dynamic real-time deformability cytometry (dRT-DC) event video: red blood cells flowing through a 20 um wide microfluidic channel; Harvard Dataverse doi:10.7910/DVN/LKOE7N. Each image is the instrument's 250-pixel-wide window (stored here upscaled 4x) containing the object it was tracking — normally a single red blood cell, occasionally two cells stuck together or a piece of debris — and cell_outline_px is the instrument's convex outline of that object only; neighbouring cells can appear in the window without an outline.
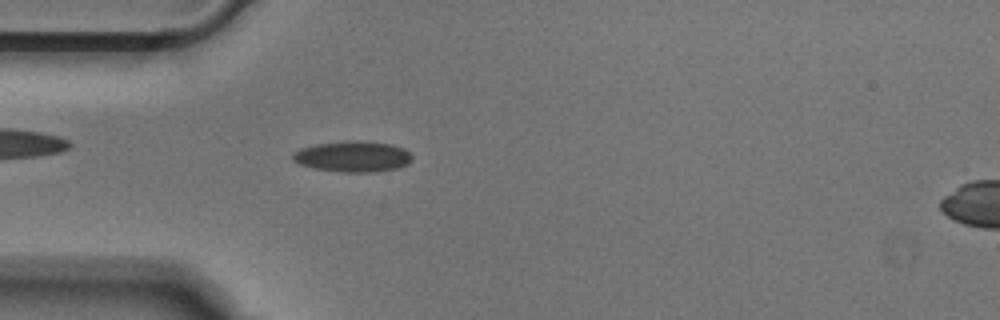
{"species": "Egyptian fruit bat (a non-hibernating species)", "species_latin": "Rousettus aegyptiacus", "temperature_condition": "cold", "stored_images_in_passage": 51, "camera_frame_rate_fps": 3000, "um_per_image_px": 0.085, "animal": {"sex": "male"}, "frame": {"image": 1, "passage_image": 14, "time_ms": 4.333, "image_size_px": [1000, 320], "cell_outline_px": [[412, 160], [408, 164], [396, 168], [376, 172], [340, 172], [312, 168], [300, 164], [292, 160], [292, 152], [300, 148], [316, 144], [344, 140], [360, 140], [392, 144], [404, 148], [412, 156]], "centroid_in_image_um": [29.97, 13.29], "position_along_channel_um": 55.0, "area_um2": 21.79}}
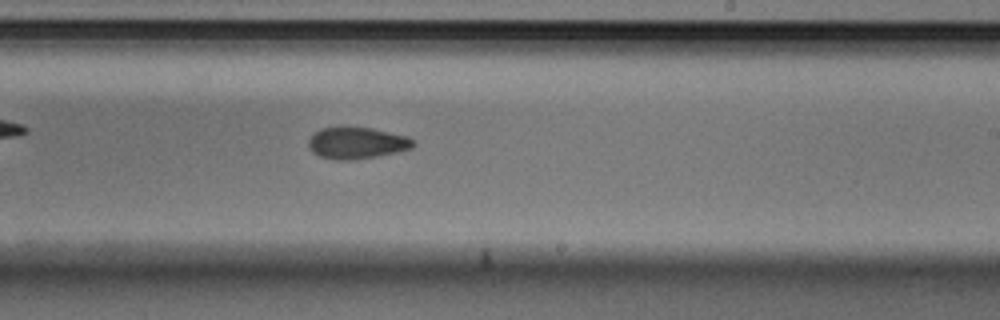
{"frame": {"image": 2, "passage_image": 30, "time_ms": 9.667, "image_size_px": [1000, 320], "cell_outline_px": [[416, 144], [412, 148], [396, 152], [376, 156], [352, 160], [336, 160], [320, 156], [312, 152], [308, 144], [308, 140], [320, 128], [348, 124], [372, 128], [408, 136]], "centroid_in_image_um": [30.31, 12.11], "position_along_channel_um": 258.7, "area_um2": 19.77}}
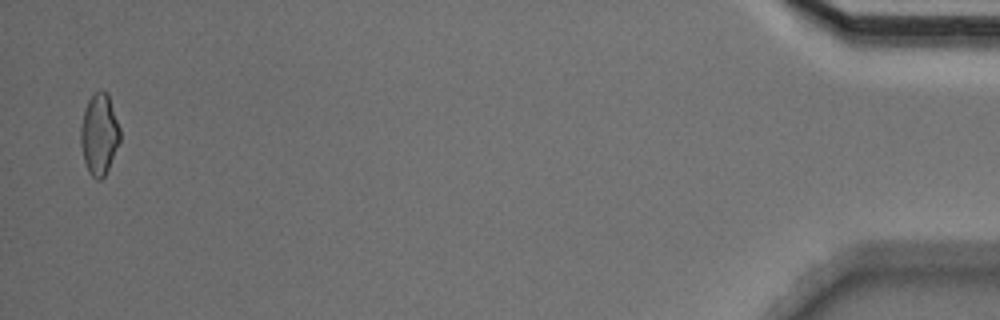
{"frame": {"image": 3, "passage_image": 50, "time_ms": 16.333, "image_size_px": [1000, 320], "cell_outline_px": [[120, 140], [108, 168], [104, 176], [100, 180], [96, 180], [88, 172], [84, 160], [80, 144], [80, 128], [84, 108], [88, 100], [100, 88], [108, 92], [120, 128]], "centroid_in_image_um": [8.42, 11.38], "position_along_channel_um": 426.8, "area_um2": 18.73}}